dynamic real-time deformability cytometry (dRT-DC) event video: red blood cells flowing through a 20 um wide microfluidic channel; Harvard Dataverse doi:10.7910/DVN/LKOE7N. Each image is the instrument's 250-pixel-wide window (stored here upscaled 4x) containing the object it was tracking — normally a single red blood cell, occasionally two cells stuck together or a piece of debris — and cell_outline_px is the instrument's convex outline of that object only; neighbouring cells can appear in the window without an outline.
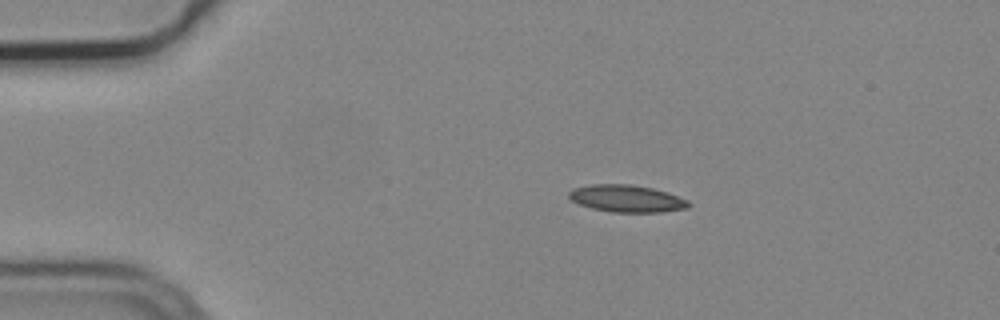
{"species": "common noctule bat (a hibernating species)", "species_latin": "Nyctalus noctula", "temperature_condition": "cold", "stored_images_in_passage": 5, "camera_frame_rate_fps": 3000, "um_per_image_px": 0.085, "animal": {"sex": "male", "body_mass_g": 19.2, "forearm_length_mm": 51.8}, "frame": {"image": 1, "passage_image": 1, "time_ms": 0.0, "image_size_px": [1000, 320], "cell_outline_px": [[692, 204], [688, 208], [660, 212], [612, 212], [592, 208], [580, 204], [572, 200], [568, 196], [568, 192], [572, 188], [592, 184], [632, 184], [652, 188], [668, 192], [688, 200]], "centroid_in_image_um": [53.29, 16.87], "position_along_channel_um": 31.7, "area_um2": 19.02}}
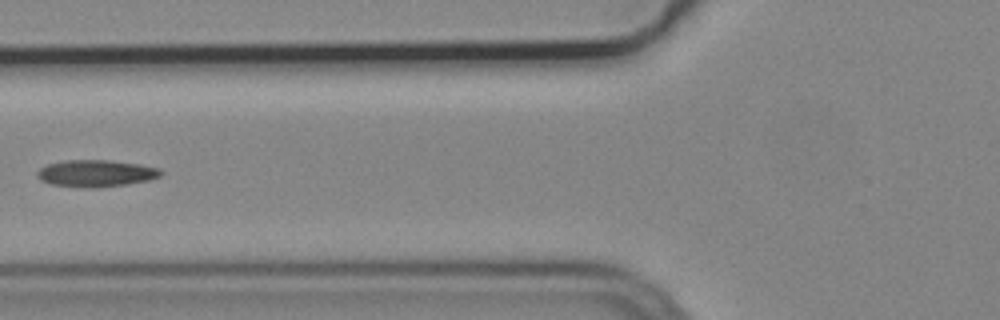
{"frame": {"image": 2, "passage_image": 4, "time_ms": 1.0, "image_size_px": [1000, 320], "cell_outline_px": [[164, 172], [160, 176], [148, 180], [124, 184], [92, 188], [52, 184], [40, 180], [36, 176], [36, 172], [40, 168], [48, 164], [64, 160], [108, 160], [140, 164], [160, 168]], "centroid_in_image_um": [8.15, 14.72], "position_along_channel_um": 117.6, "area_um2": 19.25}}
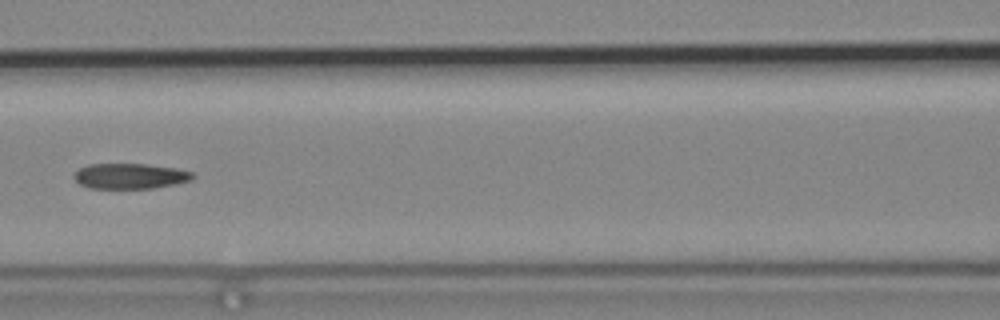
{"frame": {"image": 3, "passage_image": 5, "time_ms": 1.333, "image_size_px": [1000, 320], "cell_outline_px": [[196, 176], [192, 180], [176, 184], [152, 188], [88, 188], [80, 184], [72, 176], [80, 168], [88, 164], [148, 164], [176, 168], [192, 172]], "centroid_in_image_um": [11.08, 14.96], "position_along_channel_um": 155.5, "area_um2": 17.63}}